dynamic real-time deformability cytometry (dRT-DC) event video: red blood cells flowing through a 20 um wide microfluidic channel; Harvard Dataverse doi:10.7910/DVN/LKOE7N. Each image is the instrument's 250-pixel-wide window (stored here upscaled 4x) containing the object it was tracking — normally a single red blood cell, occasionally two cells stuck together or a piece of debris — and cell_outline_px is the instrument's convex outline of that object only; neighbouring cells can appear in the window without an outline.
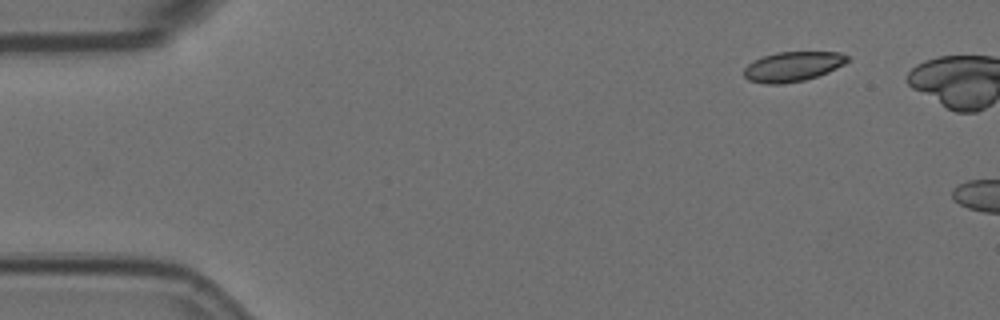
{"species": "Egyptian fruit bat (a non-hibernating species)", "species_latin": "Rousettus aegyptiacus", "temperature_condition": "room temperature", "stored_images_in_passage": 3, "camera_frame_rate_fps": 3000, "um_per_image_px": 0.085, "animal": {"sex": "female"}, "frame": {"image": 1, "passage_image": 3, "time_ms": 0.667, "image_size_px": [1000, 320], "cell_outline_px": [[848, 60], [844, 64], [828, 72], [804, 80], [780, 84], [764, 84], [748, 80], [744, 76], [744, 68], [748, 64], [764, 56], [776, 52], [840, 52], [848, 56]], "centroid_in_image_um": [67.37, 5.66], "position_along_channel_um": 17.6, "area_um2": 17.8}}